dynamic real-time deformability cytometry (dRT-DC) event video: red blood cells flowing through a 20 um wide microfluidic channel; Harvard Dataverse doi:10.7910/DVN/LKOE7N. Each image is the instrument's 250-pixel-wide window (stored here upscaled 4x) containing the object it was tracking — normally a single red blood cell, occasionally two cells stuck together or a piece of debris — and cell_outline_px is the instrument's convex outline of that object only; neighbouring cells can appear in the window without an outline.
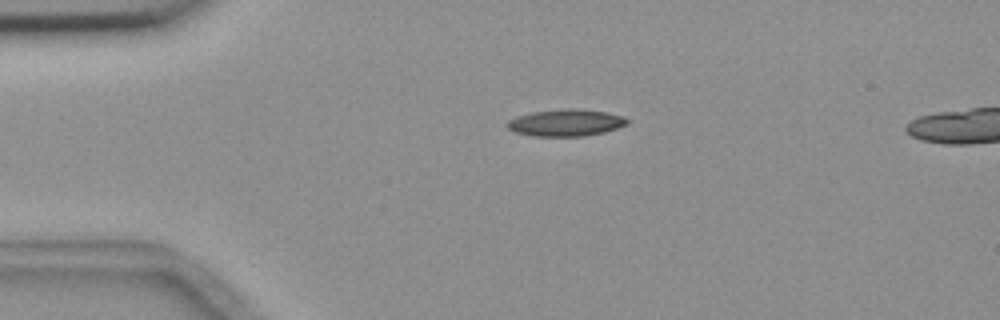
{"species": "common noctule bat (a hibernating species)", "species_latin": "Nyctalus noctula", "temperature_condition": "room temperature", "stored_images_in_passage": 3, "camera_frame_rate_fps": 3000, "um_per_image_px": 0.085, "animal": {"sex": "female", "body_mass_g": 18.4}, "frame": {"image": 1, "passage_image": 2, "time_ms": 2.0, "image_size_px": [1000, 320], "cell_outline_px": [[628, 124], [604, 132], [584, 136], [532, 136], [516, 132], [508, 128], [504, 124], [508, 120], [516, 116], [532, 112], [564, 108], [580, 108], [608, 112], [624, 116], [628, 120]], "centroid_in_image_um": [48.09, 10.42], "position_along_channel_um": 36.9, "area_um2": 19.02}}